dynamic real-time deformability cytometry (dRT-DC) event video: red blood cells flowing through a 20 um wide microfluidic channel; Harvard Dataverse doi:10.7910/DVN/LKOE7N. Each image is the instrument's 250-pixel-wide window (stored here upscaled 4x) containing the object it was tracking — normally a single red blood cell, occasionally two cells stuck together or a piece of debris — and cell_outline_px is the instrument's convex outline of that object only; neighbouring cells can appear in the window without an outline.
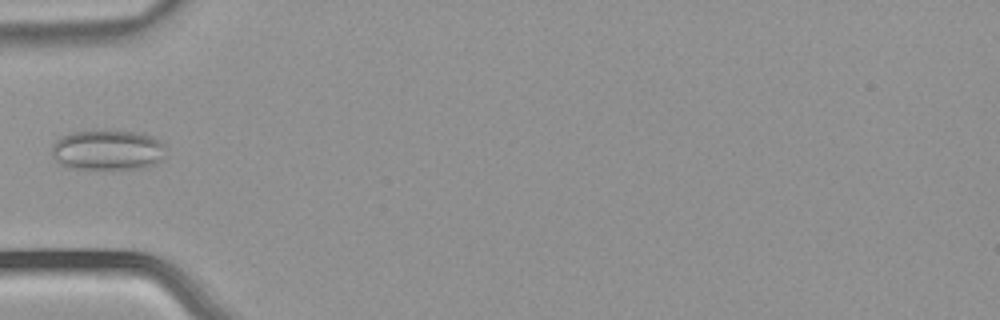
{"species": "common noctule bat (a hibernating species)", "species_latin": "Nyctalus noctula", "temperature_condition": "warm", "stored_images_in_passage": 3, "camera_frame_rate_fps": 3000, "um_per_image_px": 0.085, "animal": {"sex": "male", "body_mass_g": 21.5, "forearm_length_mm": 52.0}, "frame": {"image": 1, "passage_image": 3, "time_ms": 0.667, "image_size_px": [1000, 320], "cell_outline_px": [[164, 160], [144, 168], [68, 168], [60, 164], [52, 156], [52, 144], [60, 136], [72, 132], [100, 128], [144, 132], [160, 140], [164, 144]], "centroid_in_image_um": [9.16, 12.7], "position_along_channel_um": 75.8, "area_um2": 27.63}}